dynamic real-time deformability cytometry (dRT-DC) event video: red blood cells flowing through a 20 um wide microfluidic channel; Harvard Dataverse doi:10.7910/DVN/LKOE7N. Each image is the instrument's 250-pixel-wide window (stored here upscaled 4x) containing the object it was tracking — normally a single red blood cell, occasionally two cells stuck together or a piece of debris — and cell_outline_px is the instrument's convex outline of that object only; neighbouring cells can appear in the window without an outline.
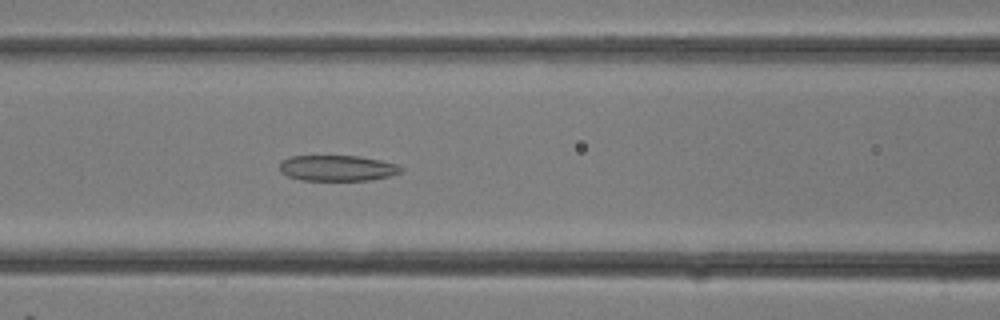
{"species": "common noctule bat (a hibernating species)", "species_latin": "Nyctalus noctula", "temperature_condition": "room temperature", "stored_images_in_passage": 12, "camera_frame_rate_fps": 3000, "um_per_image_px": 0.085, "animal": {"sex": "female"}, "frame": {"image": 1, "passage_image": 12, "time_ms": 3.667, "image_size_px": [1000, 320], "cell_outline_px": [[404, 168], [400, 172], [388, 176], [368, 180], [300, 180], [288, 176], [280, 172], [280, 160], [288, 156], [360, 156], [380, 160], [396, 164]], "centroid_in_image_um": [28.62, 14.28], "position_along_channel_um": 138.0, "area_um2": 18.21}}